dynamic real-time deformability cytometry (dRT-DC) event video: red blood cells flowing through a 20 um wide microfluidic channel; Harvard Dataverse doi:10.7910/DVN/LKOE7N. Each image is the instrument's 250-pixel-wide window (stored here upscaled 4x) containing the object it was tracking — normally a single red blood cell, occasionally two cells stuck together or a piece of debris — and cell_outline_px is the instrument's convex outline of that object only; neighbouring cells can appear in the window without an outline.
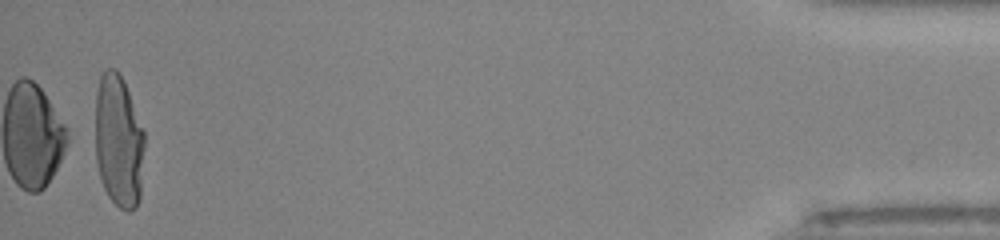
{"species": "human", "species_latin": "Homo sapiens", "temperature_condition": "room temperature", "stored_images_in_passage": 50, "camera_frame_rate_fps": 3000, "um_per_image_px": 0.085, "donor": {"sex": "male"}, "frame": {"image": 1, "passage_image": 50, "time_ms": 16.333, "image_size_px": [1000, 240], "cell_outline_px": [[144, 148], [140, 196], [136, 208], [128, 212], [120, 208], [108, 196], [100, 180], [96, 160], [96, 88], [100, 76], [108, 68], [116, 68], [124, 80], [144, 132]], "centroid_in_image_um": [10.08, 12.0], "position_along_channel_um": 425.1, "area_um2": 38.32}, "authors_computed_cell_mechanics": {"area_um2": 40.4311, "velocity_mm_per_s": 4.0569, "shape_relaxation_time_tau1_ms": 6.358, "shape_relaxation_time_tau2_ms": null, "deformation_change_tau1": 0.293, "deformation_change_tau2": null}}